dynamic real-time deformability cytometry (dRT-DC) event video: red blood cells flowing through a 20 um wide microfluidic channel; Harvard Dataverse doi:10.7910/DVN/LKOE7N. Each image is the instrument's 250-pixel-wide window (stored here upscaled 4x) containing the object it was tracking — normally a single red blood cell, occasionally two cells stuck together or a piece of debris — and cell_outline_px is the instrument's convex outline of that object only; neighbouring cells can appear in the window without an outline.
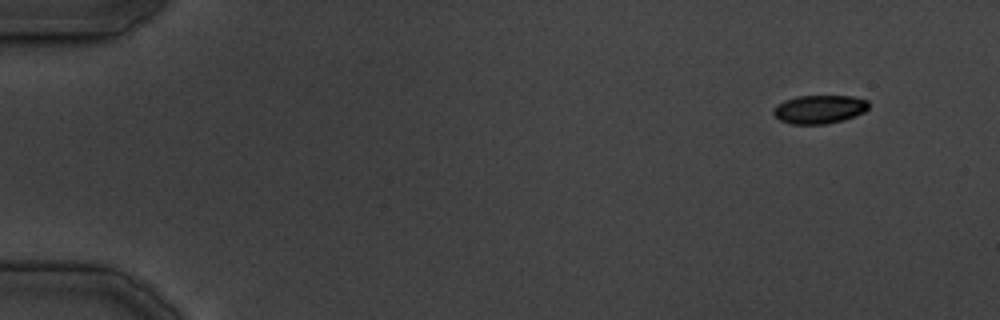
{"species": "common noctule bat (a hibernating species)", "species_latin": "Nyctalus noctula", "temperature_condition": "cold", "stored_images_in_passage": 35, "camera_frame_rate_fps": 3000, "um_per_image_px": 0.085, "animal": {"sex": "male", "body_mass_g": 19.5, "forearm_length_mm": 54.6}, "frame": {"image": 1, "passage_image": 1, "time_ms": 0.0, "image_size_px": [1000, 320], "cell_outline_px": [[868, 108], [864, 112], [840, 120], [824, 124], [792, 124], [780, 120], [772, 112], [772, 108], [776, 104], [784, 100], [796, 96], [852, 96], [868, 100]], "centroid_in_image_um": [69.6, 9.27], "position_along_channel_um": 15.4, "area_um2": 15.72}}
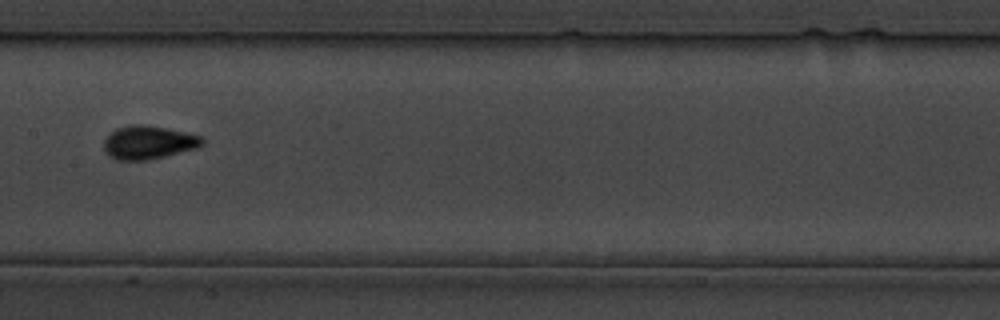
{"frame": {"image": 2, "passage_image": 18, "time_ms": 20.667, "image_size_px": [1000, 320], "cell_outline_px": [[204, 144], [196, 148], [148, 160], [116, 160], [108, 156], [104, 152], [104, 140], [116, 128], [132, 124], [140, 124], [164, 128], [184, 132], [200, 136], [204, 140]], "centroid_in_image_um": [12.58, 12.12], "position_along_channel_um": 194.8, "area_um2": 18.96}}
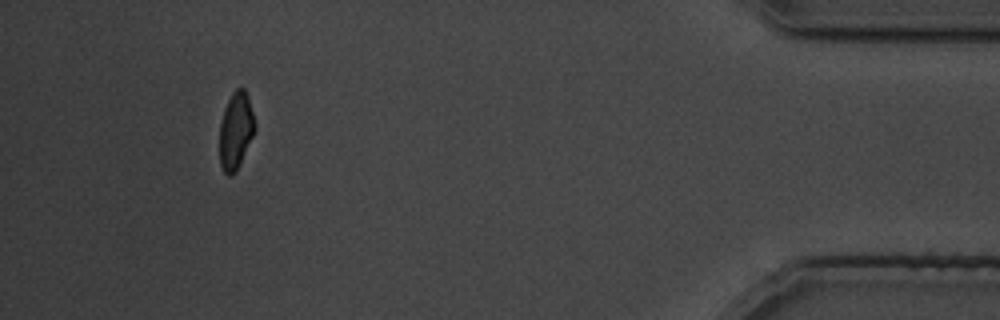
{"frame": {"image": 3, "passage_image": 33, "time_ms": 39.667, "image_size_px": [1000, 320], "cell_outline_px": [[256, 128], [240, 164], [236, 172], [232, 176], [228, 176], [224, 172], [220, 164], [220, 124], [224, 108], [232, 92], [236, 88], [244, 88], [248, 96], [256, 124]], "centroid_in_image_um": [20.05, 11.11], "position_along_channel_um": 415.2, "area_um2": 15.9}}